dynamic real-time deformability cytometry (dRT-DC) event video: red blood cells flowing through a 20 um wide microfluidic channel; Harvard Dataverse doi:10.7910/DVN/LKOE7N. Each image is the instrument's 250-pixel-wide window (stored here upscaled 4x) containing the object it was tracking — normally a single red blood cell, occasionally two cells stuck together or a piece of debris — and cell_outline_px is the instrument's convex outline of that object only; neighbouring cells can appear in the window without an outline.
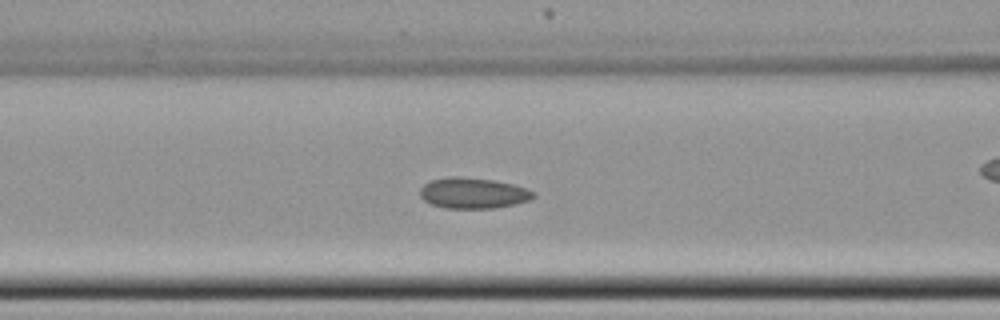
{"species": "common noctule bat (a hibernating species)", "species_latin": "Nyctalus noctula", "temperature_condition": "cold", "stored_images_in_passage": 58, "camera_frame_rate_fps": 3000, "um_per_image_px": 0.085, "animal": {"sex": "female", "body_mass_g": 22.7, "forearm_length_mm": 54.2}, "frame": {"image": 1, "passage_image": 25, "time_ms": 8.0, "image_size_px": [1000, 320], "cell_outline_px": [[536, 196], [528, 200], [516, 204], [496, 208], [444, 208], [432, 204], [424, 200], [420, 196], [420, 188], [424, 184], [432, 180], [448, 176], [460, 176], [496, 180], [528, 188], [536, 192]], "centroid_in_image_um": [40.24, 16.4], "position_along_channel_um": 126.4, "area_um2": 20.58}, "authors_computed_cell_mechanics": {"area_um2": 20.5479, "velocity_mm_per_s": 3.7706, "shape_relaxation_time_tau1_ms": null, "shape_relaxation_time_tau2_ms": 2.4593, "deformation_change_tau1": null, "deformation_change_tau2": 0.0731}}